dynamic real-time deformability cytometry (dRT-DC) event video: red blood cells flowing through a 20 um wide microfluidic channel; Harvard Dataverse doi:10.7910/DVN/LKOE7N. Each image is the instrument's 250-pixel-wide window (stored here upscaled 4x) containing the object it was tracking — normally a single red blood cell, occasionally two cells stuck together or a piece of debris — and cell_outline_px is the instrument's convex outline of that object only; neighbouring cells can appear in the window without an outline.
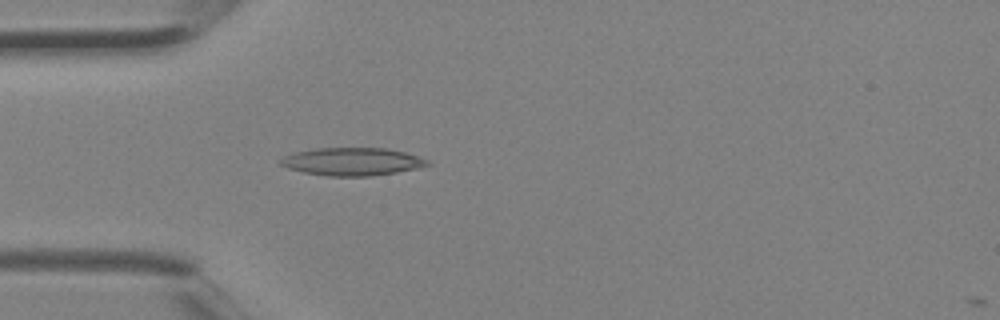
{"species": "Egyptian fruit bat (a non-hibernating species)", "species_latin": "Rousettus aegyptiacus", "temperature_condition": "room temperature", "stored_images_in_passage": 5, "camera_frame_rate_fps": 3000, "um_per_image_px": 0.085, "animal": {"sex": "female"}, "frame": {"image": 1, "passage_image": 5, "time_ms": 1.333, "image_size_px": [1000, 320], "cell_outline_px": [[432, 164], [420, 168], [396, 172], [368, 176], [328, 176], [304, 172], [288, 168], [280, 164], [280, 160], [284, 156], [296, 152], [316, 148], [384, 148], [404, 152], [428, 160]], "centroid_in_image_um": [29.95, 13.74], "position_along_channel_um": 55.0, "area_um2": 23.64}}